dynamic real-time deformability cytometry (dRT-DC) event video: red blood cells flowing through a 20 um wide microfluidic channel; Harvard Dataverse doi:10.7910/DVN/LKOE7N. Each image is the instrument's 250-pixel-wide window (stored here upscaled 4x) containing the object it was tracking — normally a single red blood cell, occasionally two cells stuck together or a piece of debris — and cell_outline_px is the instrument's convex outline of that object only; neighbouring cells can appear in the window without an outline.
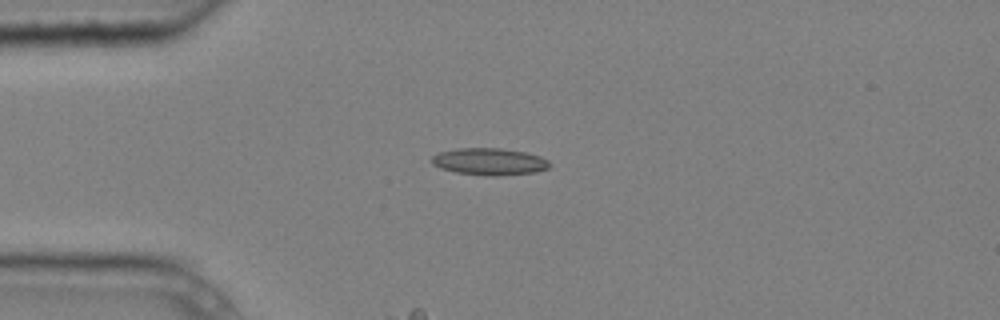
{"species": "common noctule bat (a hibernating species)", "species_latin": "Nyctalus noctula", "temperature_condition": "cold", "stored_images_in_passage": 4, "camera_frame_rate_fps": 3000, "um_per_image_px": 0.085, "animal": {"sex": "male", "body_mass_g": 20.4}, "frame": {"image": 1, "passage_image": 2, "time_ms": 0.333, "image_size_px": [1000, 320], "cell_outline_px": [[552, 164], [548, 168], [536, 172], [496, 176], [492, 176], [456, 172], [440, 168], [432, 164], [432, 156], [440, 152], [456, 148], [500, 148], [524, 152], [540, 156], [548, 160]], "centroid_in_image_um": [41.61, 13.73], "position_along_channel_um": 43.4, "area_um2": 18.5}}